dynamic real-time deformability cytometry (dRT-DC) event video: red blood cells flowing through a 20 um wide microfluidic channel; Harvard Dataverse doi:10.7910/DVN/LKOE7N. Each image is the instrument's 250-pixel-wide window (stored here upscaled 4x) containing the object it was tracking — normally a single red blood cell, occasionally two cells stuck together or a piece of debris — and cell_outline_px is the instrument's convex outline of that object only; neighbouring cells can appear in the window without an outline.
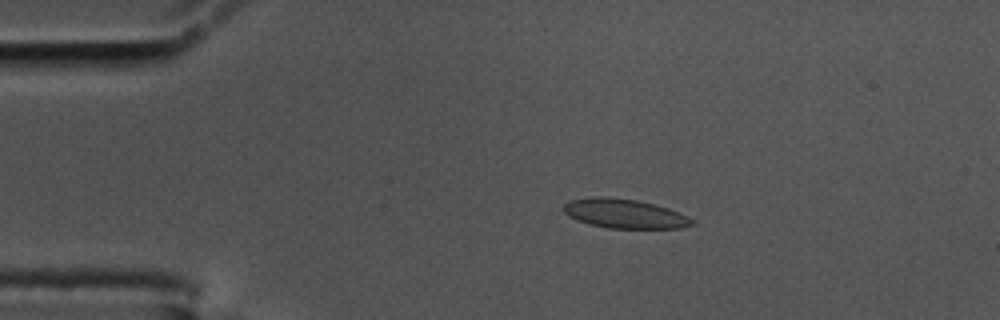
{"species": "common noctule bat (a hibernating species)", "species_latin": "Nyctalus noctula", "temperature_condition": "cold", "stored_images_in_passage": 58, "camera_frame_rate_fps": 3000, "um_per_image_px": 0.085, "animal": {"sex": "male", "body_mass_g": 17.5, "forearm_length_mm": 52.3}, "frame": {"image": 1, "passage_image": 11, "time_ms": 3.333, "image_size_px": [1000, 320], "cell_outline_px": [[696, 224], [680, 228], [608, 228], [588, 224], [576, 220], [568, 216], [560, 208], [568, 200], [596, 196], [604, 196], [636, 200], [668, 208], [688, 216], [696, 220]], "centroid_in_image_um": [53.05, 18.16], "position_along_channel_um": 31.9, "area_um2": 22.14}}
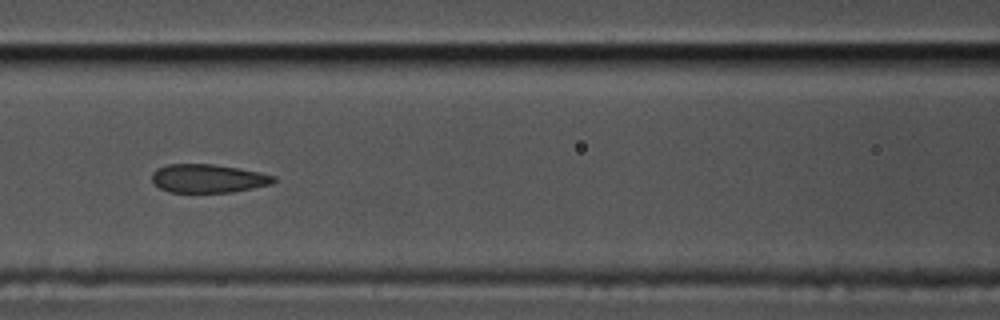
{"frame": {"image": 2, "passage_image": 25, "time_ms": 8.0, "image_size_px": [1000, 320], "cell_outline_px": [[276, 180], [272, 184], [232, 192], [168, 192], [160, 188], [152, 180], [152, 172], [156, 168], [168, 164], [216, 164], [240, 168], [260, 172], [276, 176]], "centroid_in_image_um": [17.7, 15.16], "position_along_channel_um": 148.9, "area_um2": 20.35}}
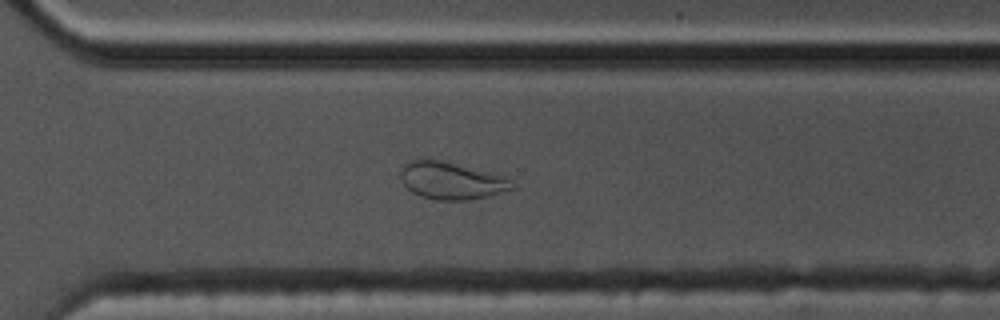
{"frame": {"image": 3, "passage_image": 41, "time_ms": 13.333, "image_size_px": [1000, 320], "cell_outline_px": [[516, 188], [488, 196], [468, 200], [436, 200], [420, 196], [412, 192], [404, 184], [400, 176], [400, 172], [408, 160], [440, 160], [508, 176], [516, 184]], "centroid_in_image_um": [38.43, 15.36], "position_along_channel_um": 332.2, "area_um2": 24.33}, "authors_computed_cell_mechanics": {"area_um2": 21.7039, "velocity_mm_per_s": 3.4492, "shape_relaxation_time_tau1_ms": null, "shape_relaxation_time_tau2_ms": 1.4186, "deformation_change_tau1": null, "deformation_change_tau2": 0.06}}